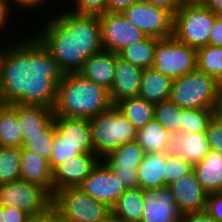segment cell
<instances>
[{"mask_svg": "<svg viewBox=\"0 0 222 222\" xmlns=\"http://www.w3.org/2000/svg\"><path fill=\"white\" fill-rule=\"evenodd\" d=\"M30 35L0 47V101L54 109L65 73L34 33Z\"/></svg>", "mask_w": 222, "mask_h": 222, "instance_id": "6da1fadb", "label": "cell"}, {"mask_svg": "<svg viewBox=\"0 0 222 222\" xmlns=\"http://www.w3.org/2000/svg\"><path fill=\"white\" fill-rule=\"evenodd\" d=\"M43 24L34 35L50 51L64 73H76L91 55L103 50L101 25L96 15L66 9Z\"/></svg>", "mask_w": 222, "mask_h": 222, "instance_id": "7a4b0ae2", "label": "cell"}, {"mask_svg": "<svg viewBox=\"0 0 222 222\" xmlns=\"http://www.w3.org/2000/svg\"><path fill=\"white\" fill-rule=\"evenodd\" d=\"M109 90L83 77L66 73L58 83L54 117L91 119L112 107Z\"/></svg>", "mask_w": 222, "mask_h": 222, "instance_id": "3957f363", "label": "cell"}, {"mask_svg": "<svg viewBox=\"0 0 222 222\" xmlns=\"http://www.w3.org/2000/svg\"><path fill=\"white\" fill-rule=\"evenodd\" d=\"M89 124L94 152L101 160L120 145L136 141L137 130L116 106L89 119Z\"/></svg>", "mask_w": 222, "mask_h": 222, "instance_id": "277c9868", "label": "cell"}, {"mask_svg": "<svg viewBox=\"0 0 222 222\" xmlns=\"http://www.w3.org/2000/svg\"><path fill=\"white\" fill-rule=\"evenodd\" d=\"M219 85L213 76L196 69L173 80L169 100L183 109L214 110Z\"/></svg>", "mask_w": 222, "mask_h": 222, "instance_id": "5b68a950", "label": "cell"}, {"mask_svg": "<svg viewBox=\"0 0 222 222\" xmlns=\"http://www.w3.org/2000/svg\"><path fill=\"white\" fill-rule=\"evenodd\" d=\"M51 210L63 222H96L104 218L111 208L79 187H68L52 194Z\"/></svg>", "mask_w": 222, "mask_h": 222, "instance_id": "8992f818", "label": "cell"}, {"mask_svg": "<svg viewBox=\"0 0 222 222\" xmlns=\"http://www.w3.org/2000/svg\"><path fill=\"white\" fill-rule=\"evenodd\" d=\"M216 15L199 3L180 5L173 15V37L198 50L209 45Z\"/></svg>", "mask_w": 222, "mask_h": 222, "instance_id": "52a82bcc", "label": "cell"}, {"mask_svg": "<svg viewBox=\"0 0 222 222\" xmlns=\"http://www.w3.org/2000/svg\"><path fill=\"white\" fill-rule=\"evenodd\" d=\"M196 66V49L179 42L173 36L156 43L152 63L155 71L175 80L196 70Z\"/></svg>", "mask_w": 222, "mask_h": 222, "instance_id": "ba28073f", "label": "cell"}, {"mask_svg": "<svg viewBox=\"0 0 222 222\" xmlns=\"http://www.w3.org/2000/svg\"><path fill=\"white\" fill-rule=\"evenodd\" d=\"M51 203L52 195L35 183L19 179L0 185V204L22 209L33 218L47 215Z\"/></svg>", "mask_w": 222, "mask_h": 222, "instance_id": "9c48e42d", "label": "cell"}, {"mask_svg": "<svg viewBox=\"0 0 222 222\" xmlns=\"http://www.w3.org/2000/svg\"><path fill=\"white\" fill-rule=\"evenodd\" d=\"M122 13L147 36L164 39L173 35V14L167 9L140 0Z\"/></svg>", "mask_w": 222, "mask_h": 222, "instance_id": "30bf717a", "label": "cell"}, {"mask_svg": "<svg viewBox=\"0 0 222 222\" xmlns=\"http://www.w3.org/2000/svg\"><path fill=\"white\" fill-rule=\"evenodd\" d=\"M101 25L103 50L119 53L125 47L144 40L147 35L128 21L122 12H108L98 16Z\"/></svg>", "mask_w": 222, "mask_h": 222, "instance_id": "8fae6325", "label": "cell"}, {"mask_svg": "<svg viewBox=\"0 0 222 222\" xmlns=\"http://www.w3.org/2000/svg\"><path fill=\"white\" fill-rule=\"evenodd\" d=\"M83 192L112 208L127 190L110 167L100 160L91 173L78 186Z\"/></svg>", "mask_w": 222, "mask_h": 222, "instance_id": "7c38bea8", "label": "cell"}, {"mask_svg": "<svg viewBox=\"0 0 222 222\" xmlns=\"http://www.w3.org/2000/svg\"><path fill=\"white\" fill-rule=\"evenodd\" d=\"M145 154L144 149L133 141L120 145L102 160L123 181L127 189L138 188L137 168Z\"/></svg>", "mask_w": 222, "mask_h": 222, "instance_id": "4fadbf2b", "label": "cell"}, {"mask_svg": "<svg viewBox=\"0 0 222 222\" xmlns=\"http://www.w3.org/2000/svg\"><path fill=\"white\" fill-rule=\"evenodd\" d=\"M101 159L95 153H82L65 159L52 170L53 193L68 187H78Z\"/></svg>", "mask_w": 222, "mask_h": 222, "instance_id": "5bb4252c", "label": "cell"}, {"mask_svg": "<svg viewBox=\"0 0 222 222\" xmlns=\"http://www.w3.org/2000/svg\"><path fill=\"white\" fill-rule=\"evenodd\" d=\"M144 205L140 222H180L179 212L174 196L167 187L144 190Z\"/></svg>", "mask_w": 222, "mask_h": 222, "instance_id": "9a60e30c", "label": "cell"}, {"mask_svg": "<svg viewBox=\"0 0 222 222\" xmlns=\"http://www.w3.org/2000/svg\"><path fill=\"white\" fill-rule=\"evenodd\" d=\"M168 188L181 214L206 209L208 193L200 185L193 170L168 185Z\"/></svg>", "mask_w": 222, "mask_h": 222, "instance_id": "2e32d148", "label": "cell"}, {"mask_svg": "<svg viewBox=\"0 0 222 222\" xmlns=\"http://www.w3.org/2000/svg\"><path fill=\"white\" fill-rule=\"evenodd\" d=\"M142 72V68L124 61L117 54L115 75L109 90L113 106L124 99L138 97Z\"/></svg>", "mask_w": 222, "mask_h": 222, "instance_id": "e0dca14e", "label": "cell"}, {"mask_svg": "<svg viewBox=\"0 0 222 222\" xmlns=\"http://www.w3.org/2000/svg\"><path fill=\"white\" fill-rule=\"evenodd\" d=\"M56 133L82 153H95L89 119L54 117Z\"/></svg>", "mask_w": 222, "mask_h": 222, "instance_id": "ac0fdd59", "label": "cell"}, {"mask_svg": "<svg viewBox=\"0 0 222 222\" xmlns=\"http://www.w3.org/2000/svg\"><path fill=\"white\" fill-rule=\"evenodd\" d=\"M117 53L101 50L84 61L79 73L90 81L110 90L115 75Z\"/></svg>", "mask_w": 222, "mask_h": 222, "instance_id": "d6986e66", "label": "cell"}, {"mask_svg": "<svg viewBox=\"0 0 222 222\" xmlns=\"http://www.w3.org/2000/svg\"><path fill=\"white\" fill-rule=\"evenodd\" d=\"M20 179L40 185L53 194L52 170L48 160L23 146L20 148Z\"/></svg>", "mask_w": 222, "mask_h": 222, "instance_id": "ffe728a7", "label": "cell"}, {"mask_svg": "<svg viewBox=\"0 0 222 222\" xmlns=\"http://www.w3.org/2000/svg\"><path fill=\"white\" fill-rule=\"evenodd\" d=\"M17 120L24 144L28 136L45 135V130L54 122V112L49 107L17 104Z\"/></svg>", "mask_w": 222, "mask_h": 222, "instance_id": "44dd1931", "label": "cell"}, {"mask_svg": "<svg viewBox=\"0 0 222 222\" xmlns=\"http://www.w3.org/2000/svg\"><path fill=\"white\" fill-rule=\"evenodd\" d=\"M211 151L206 133L173 135L171 153L194 166Z\"/></svg>", "mask_w": 222, "mask_h": 222, "instance_id": "7402d4cb", "label": "cell"}, {"mask_svg": "<svg viewBox=\"0 0 222 222\" xmlns=\"http://www.w3.org/2000/svg\"><path fill=\"white\" fill-rule=\"evenodd\" d=\"M170 152L146 153L137 168L138 187L144 190H155L165 187V159Z\"/></svg>", "mask_w": 222, "mask_h": 222, "instance_id": "603a6c76", "label": "cell"}, {"mask_svg": "<svg viewBox=\"0 0 222 222\" xmlns=\"http://www.w3.org/2000/svg\"><path fill=\"white\" fill-rule=\"evenodd\" d=\"M173 80L153 68L143 69L138 97L152 104L169 100Z\"/></svg>", "mask_w": 222, "mask_h": 222, "instance_id": "cb8c5ba5", "label": "cell"}, {"mask_svg": "<svg viewBox=\"0 0 222 222\" xmlns=\"http://www.w3.org/2000/svg\"><path fill=\"white\" fill-rule=\"evenodd\" d=\"M193 171L203 189L208 193L222 192V154L210 151Z\"/></svg>", "mask_w": 222, "mask_h": 222, "instance_id": "d4e9b609", "label": "cell"}, {"mask_svg": "<svg viewBox=\"0 0 222 222\" xmlns=\"http://www.w3.org/2000/svg\"><path fill=\"white\" fill-rule=\"evenodd\" d=\"M173 135L154 118L137 131L136 142L145 153L171 152Z\"/></svg>", "mask_w": 222, "mask_h": 222, "instance_id": "484cf974", "label": "cell"}, {"mask_svg": "<svg viewBox=\"0 0 222 222\" xmlns=\"http://www.w3.org/2000/svg\"><path fill=\"white\" fill-rule=\"evenodd\" d=\"M17 120V104H3L0 107V146H23V135Z\"/></svg>", "mask_w": 222, "mask_h": 222, "instance_id": "4316f807", "label": "cell"}, {"mask_svg": "<svg viewBox=\"0 0 222 222\" xmlns=\"http://www.w3.org/2000/svg\"><path fill=\"white\" fill-rule=\"evenodd\" d=\"M144 202V191L139 187L130 188L118 198L111 211L123 222H140Z\"/></svg>", "mask_w": 222, "mask_h": 222, "instance_id": "83f0119b", "label": "cell"}, {"mask_svg": "<svg viewBox=\"0 0 222 222\" xmlns=\"http://www.w3.org/2000/svg\"><path fill=\"white\" fill-rule=\"evenodd\" d=\"M138 131L154 117V104L140 97L127 98L115 105Z\"/></svg>", "mask_w": 222, "mask_h": 222, "instance_id": "f1b7e54d", "label": "cell"}, {"mask_svg": "<svg viewBox=\"0 0 222 222\" xmlns=\"http://www.w3.org/2000/svg\"><path fill=\"white\" fill-rule=\"evenodd\" d=\"M160 39L147 36L144 40L125 47L118 55L124 61L142 69L152 68L154 49Z\"/></svg>", "mask_w": 222, "mask_h": 222, "instance_id": "f546056e", "label": "cell"}, {"mask_svg": "<svg viewBox=\"0 0 222 222\" xmlns=\"http://www.w3.org/2000/svg\"><path fill=\"white\" fill-rule=\"evenodd\" d=\"M196 69L222 84V47L207 45L197 50Z\"/></svg>", "mask_w": 222, "mask_h": 222, "instance_id": "4dcf8cb0", "label": "cell"}, {"mask_svg": "<svg viewBox=\"0 0 222 222\" xmlns=\"http://www.w3.org/2000/svg\"><path fill=\"white\" fill-rule=\"evenodd\" d=\"M183 108L170 100L155 104L154 119L172 135L182 133Z\"/></svg>", "mask_w": 222, "mask_h": 222, "instance_id": "1f68e13d", "label": "cell"}, {"mask_svg": "<svg viewBox=\"0 0 222 222\" xmlns=\"http://www.w3.org/2000/svg\"><path fill=\"white\" fill-rule=\"evenodd\" d=\"M20 179V148L0 146V185Z\"/></svg>", "mask_w": 222, "mask_h": 222, "instance_id": "d6a6232c", "label": "cell"}, {"mask_svg": "<svg viewBox=\"0 0 222 222\" xmlns=\"http://www.w3.org/2000/svg\"><path fill=\"white\" fill-rule=\"evenodd\" d=\"M213 116L212 109H183L182 133H206Z\"/></svg>", "mask_w": 222, "mask_h": 222, "instance_id": "836d02e7", "label": "cell"}, {"mask_svg": "<svg viewBox=\"0 0 222 222\" xmlns=\"http://www.w3.org/2000/svg\"><path fill=\"white\" fill-rule=\"evenodd\" d=\"M55 132L56 127L53 122L45 130V135L28 136V140L23 144V147L49 161Z\"/></svg>", "mask_w": 222, "mask_h": 222, "instance_id": "e575fe53", "label": "cell"}, {"mask_svg": "<svg viewBox=\"0 0 222 222\" xmlns=\"http://www.w3.org/2000/svg\"><path fill=\"white\" fill-rule=\"evenodd\" d=\"M193 170V166L171 152L165 159V187Z\"/></svg>", "mask_w": 222, "mask_h": 222, "instance_id": "d590c367", "label": "cell"}, {"mask_svg": "<svg viewBox=\"0 0 222 222\" xmlns=\"http://www.w3.org/2000/svg\"><path fill=\"white\" fill-rule=\"evenodd\" d=\"M52 153L49 159L50 169L53 170L57 165L62 163L65 159L70 157H76L81 154L76 147L69 145L61 139V137L55 132L52 144Z\"/></svg>", "mask_w": 222, "mask_h": 222, "instance_id": "8d00e7d4", "label": "cell"}, {"mask_svg": "<svg viewBox=\"0 0 222 222\" xmlns=\"http://www.w3.org/2000/svg\"><path fill=\"white\" fill-rule=\"evenodd\" d=\"M76 4L68 11L79 15L99 16L107 11V0H74Z\"/></svg>", "mask_w": 222, "mask_h": 222, "instance_id": "74e56055", "label": "cell"}, {"mask_svg": "<svg viewBox=\"0 0 222 222\" xmlns=\"http://www.w3.org/2000/svg\"><path fill=\"white\" fill-rule=\"evenodd\" d=\"M210 149L222 154V118L213 116L206 130Z\"/></svg>", "mask_w": 222, "mask_h": 222, "instance_id": "f35d334b", "label": "cell"}, {"mask_svg": "<svg viewBox=\"0 0 222 222\" xmlns=\"http://www.w3.org/2000/svg\"><path fill=\"white\" fill-rule=\"evenodd\" d=\"M206 211L216 222H222V192L208 194Z\"/></svg>", "mask_w": 222, "mask_h": 222, "instance_id": "ab89813d", "label": "cell"}, {"mask_svg": "<svg viewBox=\"0 0 222 222\" xmlns=\"http://www.w3.org/2000/svg\"><path fill=\"white\" fill-rule=\"evenodd\" d=\"M33 217L17 207L3 206L2 222H30Z\"/></svg>", "mask_w": 222, "mask_h": 222, "instance_id": "60d3db41", "label": "cell"}, {"mask_svg": "<svg viewBox=\"0 0 222 222\" xmlns=\"http://www.w3.org/2000/svg\"><path fill=\"white\" fill-rule=\"evenodd\" d=\"M180 222H216L205 210L189 212L181 215Z\"/></svg>", "mask_w": 222, "mask_h": 222, "instance_id": "b9f144b4", "label": "cell"}, {"mask_svg": "<svg viewBox=\"0 0 222 222\" xmlns=\"http://www.w3.org/2000/svg\"><path fill=\"white\" fill-rule=\"evenodd\" d=\"M209 45L222 47V16H217L209 36Z\"/></svg>", "mask_w": 222, "mask_h": 222, "instance_id": "7bdbcfd3", "label": "cell"}, {"mask_svg": "<svg viewBox=\"0 0 222 222\" xmlns=\"http://www.w3.org/2000/svg\"><path fill=\"white\" fill-rule=\"evenodd\" d=\"M140 0H107L108 12H122L125 8Z\"/></svg>", "mask_w": 222, "mask_h": 222, "instance_id": "ee69618b", "label": "cell"}, {"mask_svg": "<svg viewBox=\"0 0 222 222\" xmlns=\"http://www.w3.org/2000/svg\"><path fill=\"white\" fill-rule=\"evenodd\" d=\"M6 1L9 4L11 2L10 5H12V3L15 4V5H18L17 8L20 7V8L23 9V7H24L27 10H29V9H31V10L33 9L34 10V8L35 9L40 8V7H42V5L45 6V3H47L46 1H48V0H6ZM50 2H51V0H50Z\"/></svg>", "mask_w": 222, "mask_h": 222, "instance_id": "f6af8a7d", "label": "cell"}, {"mask_svg": "<svg viewBox=\"0 0 222 222\" xmlns=\"http://www.w3.org/2000/svg\"><path fill=\"white\" fill-rule=\"evenodd\" d=\"M141 1L167 9L173 15L179 9V5L174 0H141Z\"/></svg>", "mask_w": 222, "mask_h": 222, "instance_id": "bcb514c9", "label": "cell"}, {"mask_svg": "<svg viewBox=\"0 0 222 222\" xmlns=\"http://www.w3.org/2000/svg\"><path fill=\"white\" fill-rule=\"evenodd\" d=\"M11 5L6 0H0V32L3 31L7 26V19L10 18L8 16H11L9 12L11 10ZM5 25V26H4Z\"/></svg>", "mask_w": 222, "mask_h": 222, "instance_id": "7dc6e473", "label": "cell"}, {"mask_svg": "<svg viewBox=\"0 0 222 222\" xmlns=\"http://www.w3.org/2000/svg\"><path fill=\"white\" fill-rule=\"evenodd\" d=\"M198 3L208 8L216 16H222V0H199Z\"/></svg>", "mask_w": 222, "mask_h": 222, "instance_id": "c3c4849f", "label": "cell"}, {"mask_svg": "<svg viewBox=\"0 0 222 222\" xmlns=\"http://www.w3.org/2000/svg\"><path fill=\"white\" fill-rule=\"evenodd\" d=\"M30 222H63L52 210L44 216L34 217Z\"/></svg>", "mask_w": 222, "mask_h": 222, "instance_id": "681fc988", "label": "cell"}, {"mask_svg": "<svg viewBox=\"0 0 222 222\" xmlns=\"http://www.w3.org/2000/svg\"><path fill=\"white\" fill-rule=\"evenodd\" d=\"M213 111L214 116L222 118V84L217 89L216 103Z\"/></svg>", "mask_w": 222, "mask_h": 222, "instance_id": "f907efd6", "label": "cell"}, {"mask_svg": "<svg viewBox=\"0 0 222 222\" xmlns=\"http://www.w3.org/2000/svg\"><path fill=\"white\" fill-rule=\"evenodd\" d=\"M96 222H123L117 215L110 211L104 218Z\"/></svg>", "mask_w": 222, "mask_h": 222, "instance_id": "816d5d0a", "label": "cell"}, {"mask_svg": "<svg viewBox=\"0 0 222 222\" xmlns=\"http://www.w3.org/2000/svg\"><path fill=\"white\" fill-rule=\"evenodd\" d=\"M179 6L185 4L198 3L199 0H174Z\"/></svg>", "mask_w": 222, "mask_h": 222, "instance_id": "f5cc1de1", "label": "cell"}, {"mask_svg": "<svg viewBox=\"0 0 222 222\" xmlns=\"http://www.w3.org/2000/svg\"><path fill=\"white\" fill-rule=\"evenodd\" d=\"M3 218V206L0 204V222H2Z\"/></svg>", "mask_w": 222, "mask_h": 222, "instance_id": "db71d44e", "label": "cell"}]
</instances>
